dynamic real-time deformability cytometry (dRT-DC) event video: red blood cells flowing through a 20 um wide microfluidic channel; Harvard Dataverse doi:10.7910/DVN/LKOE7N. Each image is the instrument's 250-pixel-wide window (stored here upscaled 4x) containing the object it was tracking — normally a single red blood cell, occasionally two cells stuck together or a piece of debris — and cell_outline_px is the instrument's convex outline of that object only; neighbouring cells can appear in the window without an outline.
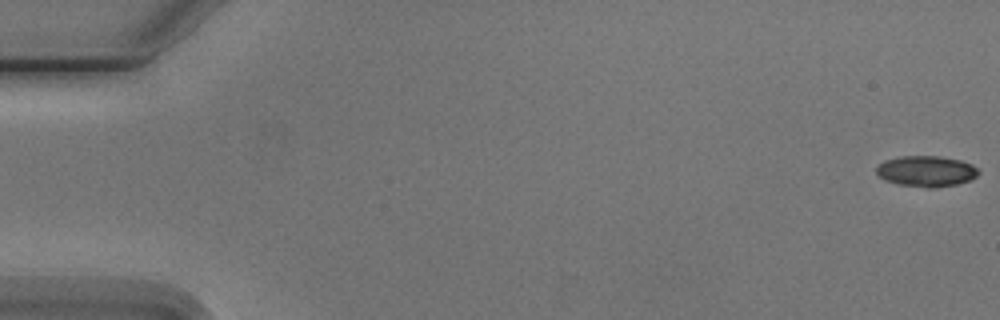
{"species": "Egyptian fruit bat (a non-hibernating species)", "species_latin": "Rousettus aegyptiacus", "temperature_condition": "cold", "stored_images_in_passage": 5, "camera_frame_rate_fps": 3000, "um_per_image_px": 0.085, "animal": {"sex": "male"}, "frame": {"image": 1, "passage_image": 1, "time_ms": 0.0, "image_size_px": [1000, 320], "cell_outline_px": [[980, 172], [972, 180], [956, 184], [932, 188], [928, 188], [900, 184], [884, 180], [876, 172], [876, 164], [884, 160], [900, 156], [940, 156], [960, 160], [972, 164]], "centroid_in_image_um": [78.72, 14.54], "position_along_channel_um": 6.3, "area_um2": 18.44}}
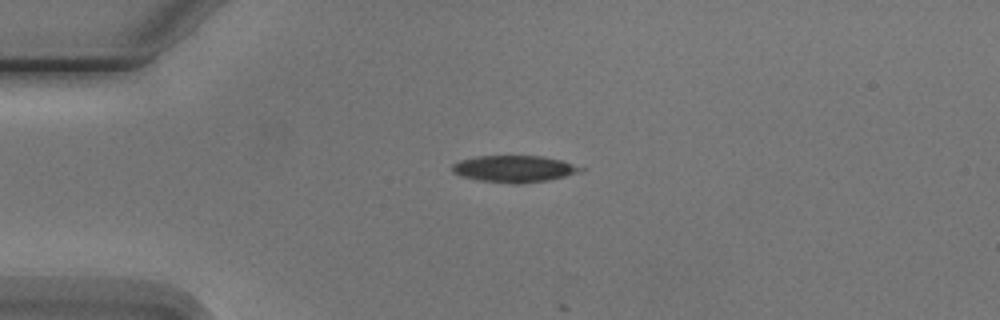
{"frame": {"image": 2, "passage_image": 4, "time_ms": 4.333, "image_size_px": [1000, 320], "cell_outline_px": [[588, 168], [584, 172], [548, 180], [520, 184], [512, 184], [480, 180], [464, 176], [452, 172], [452, 164], [460, 160], [476, 156], [544, 156], [560, 160]], "centroid_in_image_um": [43.78, 14.35], "position_along_channel_um": 41.2, "area_um2": 20.17}}